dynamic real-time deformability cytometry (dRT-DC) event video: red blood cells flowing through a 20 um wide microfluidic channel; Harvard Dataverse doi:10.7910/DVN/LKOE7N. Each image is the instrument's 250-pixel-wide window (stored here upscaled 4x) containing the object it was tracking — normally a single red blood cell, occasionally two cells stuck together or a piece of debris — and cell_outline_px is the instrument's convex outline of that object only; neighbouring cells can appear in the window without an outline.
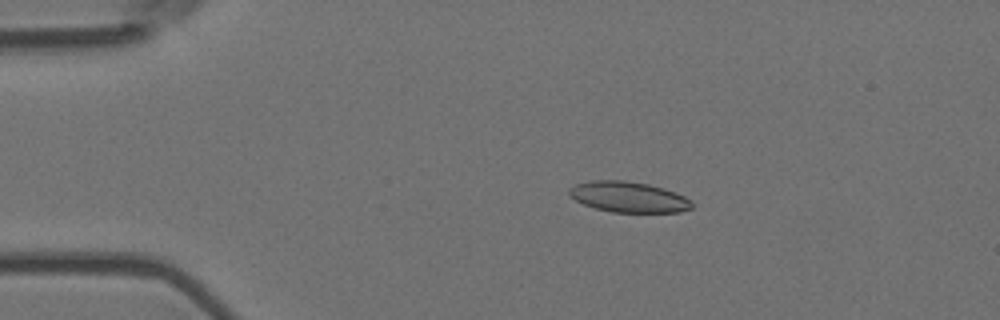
{"species": "Egyptian fruit bat (a non-hibernating species)", "species_latin": "Rousettus aegyptiacus", "temperature_condition": "room temperature", "stored_images_in_passage": 9, "camera_frame_rate_fps": 3000, "um_per_image_px": 0.085, "animal": {"sex": "female"}, "frame": {"image": 1, "passage_image": 4, "time_ms": 1.0, "image_size_px": [1000, 320], "cell_outline_px": [[692, 208], [680, 212], [612, 212], [596, 208], [584, 204], [576, 200], [568, 192], [568, 188], [576, 184], [592, 180], [624, 180], [648, 184], [664, 188], [676, 192], [692, 200]], "centroid_in_image_um": [53.45, 16.74], "position_along_channel_um": 31.6, "area_um2": 21.91}}
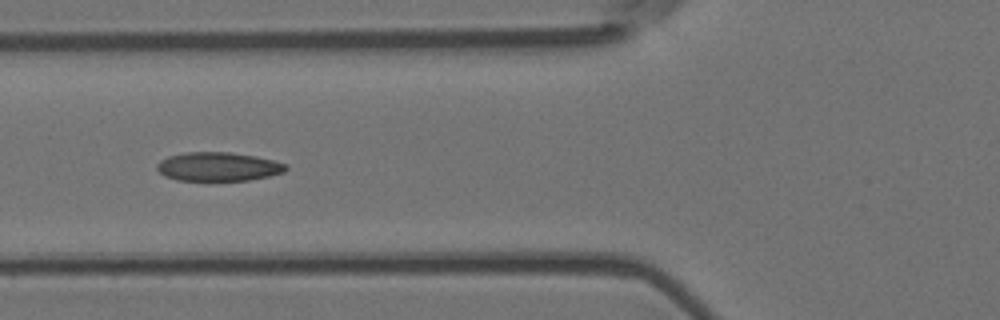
{"frame": {"image": 2, "passage_image": 7, "time_ms": 2.0, "image_size_px": [1000, 320], "cell_outline_px": [[288, 168], [284, 172], [268, 176], [248, 180], [176, 180], [164, 176], [156, 168], [156, 164], [160, 160], [168, 156], [184, 152], [232, 152], [256, 156], [288, 164]], "centroid_in_image_um": [18.53, 14.15], "position_along_channel_um": 107.3, "area_um2": 21.73}}
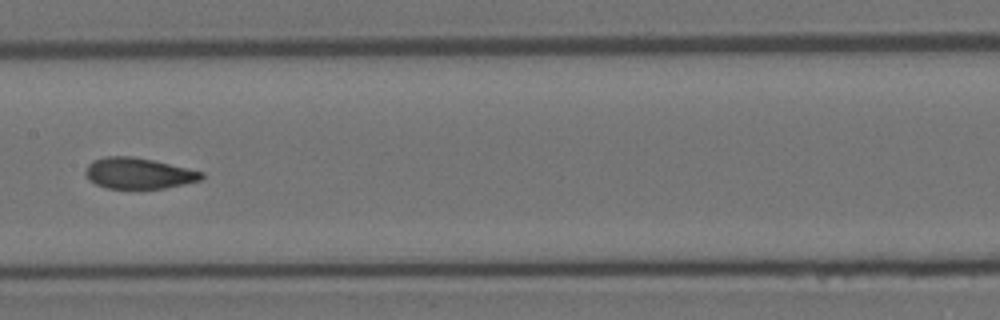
{"frame": {"image": 3, "passage_image": 9, "time_ms": 2.667, "image_size_px": [1000, 320], "cell_outline_px": [[204, 176], [200, 180], [184, 184], [164, 188], [108, 188], [96, 184], [88, 180], [84, 172], [88, 164], [92, 160], [104, 156], [132, 156], [152, 160], [188, 168], [204, 172]], "centroid_in_image_um": [11.74, 14.72], "position_along_channel_um": 195.7, "area_um2": 20.92}}